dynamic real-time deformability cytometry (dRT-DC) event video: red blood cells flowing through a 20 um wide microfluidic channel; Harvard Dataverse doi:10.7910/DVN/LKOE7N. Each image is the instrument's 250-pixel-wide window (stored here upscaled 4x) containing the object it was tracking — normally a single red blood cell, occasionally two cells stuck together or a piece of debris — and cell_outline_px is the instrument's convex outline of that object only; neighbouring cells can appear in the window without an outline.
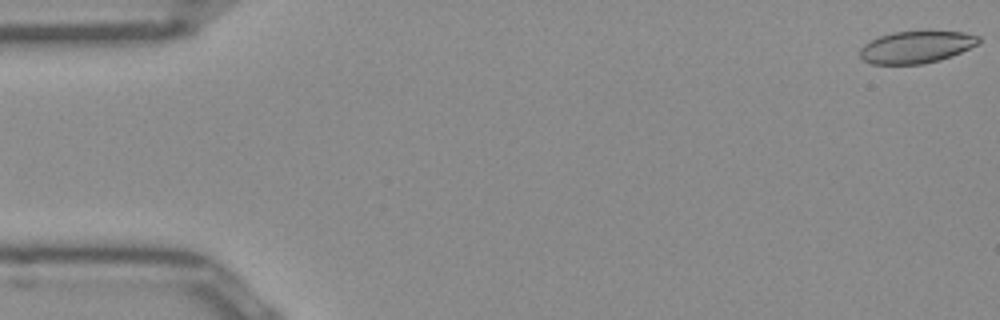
{"species": "Egyptian fruit bat (a non-hibernating species)", "species_latin": "Rousettus aegyptiacus", "temperature_condition": "room temperature", "stored_images_in_passage": 28, "camera_frame_rate_fps": 3000, "um_per_image_px": 0.085, "frame": {"image": 1, "passage_image": 1, "time_ms": 0.0, "image_size_px": [1000, 320], "cell_outline_px": [[980, 44], [952, 56], [940, 60], [924, 64], [872, 64], [864, 60], [860, 56], [860, 48], [864, 44], [880, 36], [892, 32], [920, 28], [928, 28], [964, 32], [980, 36]], "centroid_in_image_um": [77.96, 3.94], "position_along_channel_um": 7.0, "area_um2": 23.29}}
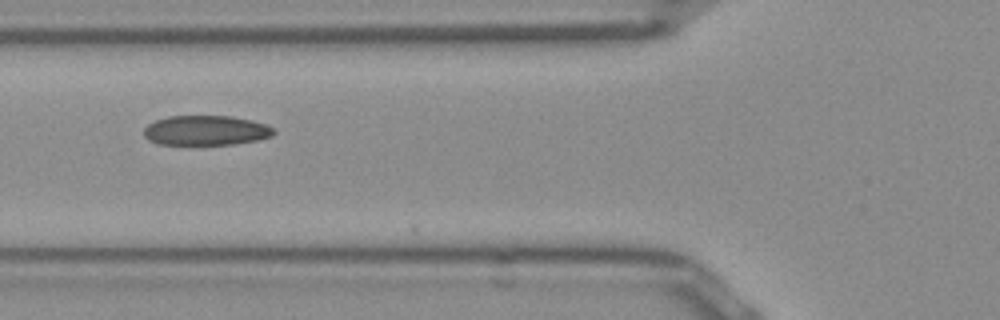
{"frame": {"image": 2, "passage_image": 19, "time_ms": 6.0, "image_size_px": [1000, 320], "cell_outline_px": [[276, 132], [272, 136], [256, 140], [232, 144], [156, 144], [148, 140], [144, 136], [144, 128], [148, 124], [156, 120], [168, 116], [228, 116], [252, 120], [268, 124], [276, 128]], "centroid_in_image_um": [17.52, 11.08], "position_along_channel_um": 108.3, "area_um2": 22.66}}
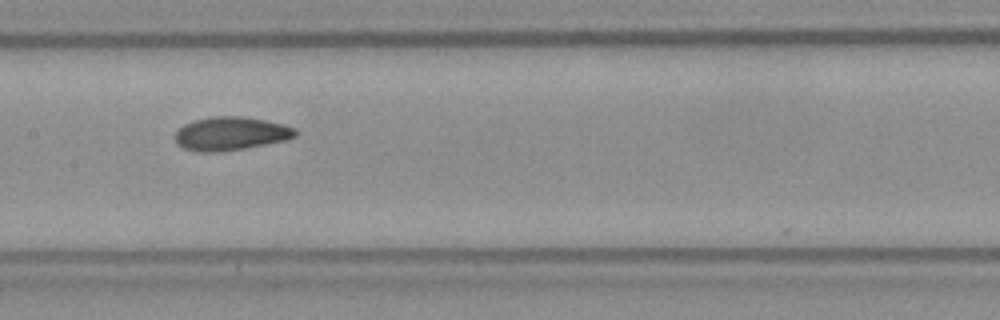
{"frame": {"image": 3, "passage_image": 25, "time_ms": 8.0, "image_size_px": [1000, 320], "cell_outline_px": [[300, 132], [296, 136], [288, 140], [244, 148], [216, 152], [200, 152], [184, 148], [176, 144], [176, 132], [184, 124], [196, 120], [212, 116], [240, 116], [264, 120], [284, 124], [296, 128]], "centroid_in_image_um": [19.66, 11.35], "position_along_channel_um": 187.7, "area_um2": 23.47}}